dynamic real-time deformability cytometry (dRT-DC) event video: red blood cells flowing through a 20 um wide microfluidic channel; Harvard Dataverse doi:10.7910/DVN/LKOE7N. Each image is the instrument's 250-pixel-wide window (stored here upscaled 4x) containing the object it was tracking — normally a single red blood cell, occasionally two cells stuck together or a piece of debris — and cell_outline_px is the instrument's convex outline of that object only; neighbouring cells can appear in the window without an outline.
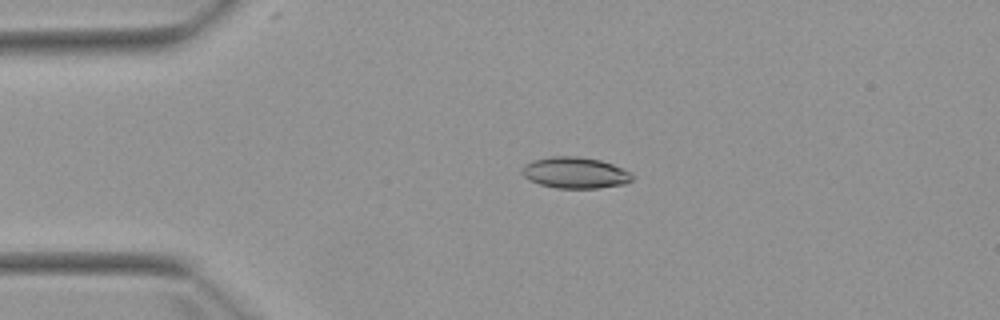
{"species": "Egyptian fruit bat (a non-hibernating species)", "species_latin": "Rousettus aegyptiacus", "temperature_condition": "warm", "stored_images_in_passage": 4, "camera_frame_rate_fps": 3000, "um_per_image_px": 0.085, "animal": {"sex": "female"}, "frame": {"image": 1, "passage_image": 3, "time_ms": 3.333, "image_size_px": [1000, 320], "cell_outline_px": [[632, 180], [624, 184], [600, 188], [556, 188], [540, 184], [528, 180], [520, 172], [524, 164], [532, 160], [552, 156], [576, 156], [600, 160], [612, 164], [628, 172], [632, 176]], "centroid_in_image_um": [48.82, 14.68], "position_along_channel_um": 36.2, "area_um2": 20.0}}